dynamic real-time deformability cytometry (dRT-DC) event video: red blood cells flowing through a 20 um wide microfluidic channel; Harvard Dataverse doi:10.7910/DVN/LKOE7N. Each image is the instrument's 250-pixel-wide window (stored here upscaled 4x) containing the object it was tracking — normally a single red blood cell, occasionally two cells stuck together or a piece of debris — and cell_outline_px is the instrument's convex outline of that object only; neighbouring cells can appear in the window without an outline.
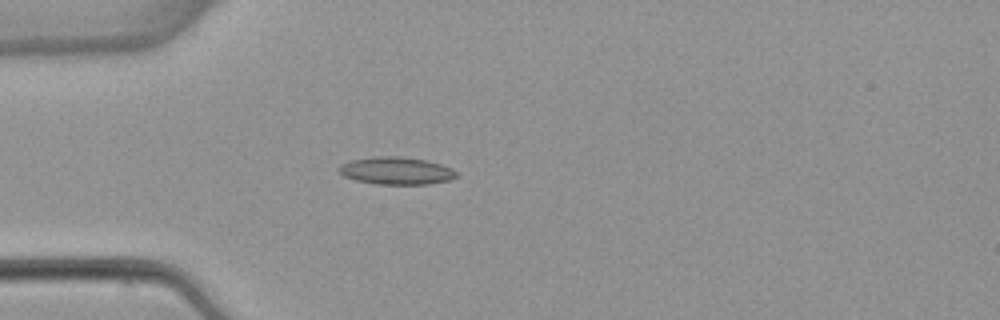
{"species": "common noctule bat (a hibernating species)", "species_latin": "Nyctalus noctula", "temperature_condition": "warm", "stored_images_in_passage": 4, "camera_frame_rate_fps": 3000, "um_per_image_px": 0.085, "animal": {"sex": "female", "body_mass_g": 22.7, "forearm_length_mm": 54.2}, "frame": {"image": 1, "passage_image": 4, "time_ms": 4.667, "image_size_px": [1000, 320], "cell_outline_px": [[456, 176], [448, 180], [428, 184], [376, 184], [356, 180], [344, 176], [336, 172], [336, 168], [340, 164], [352, 160], [372, 156], [400, 156], [424, 160], [440, 164], [452, 168], [456, 172]], "centroid_in_image_um": [33.61, 14.51], "position_along_channel_um": 51.4, "area_um2": 18.84}}